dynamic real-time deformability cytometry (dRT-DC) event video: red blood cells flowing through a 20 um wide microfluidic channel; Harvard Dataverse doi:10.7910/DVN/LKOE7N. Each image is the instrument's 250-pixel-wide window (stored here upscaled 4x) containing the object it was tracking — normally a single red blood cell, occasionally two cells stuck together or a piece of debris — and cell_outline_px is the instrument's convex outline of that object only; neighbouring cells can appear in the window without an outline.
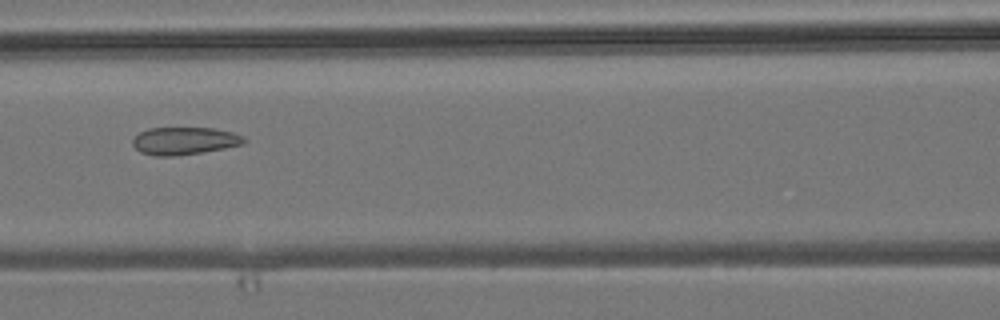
{"species": "common noctule bat (a hibernating species)", "species_latin": "Nyctalus noctula", "temperature_condition": "room temperature", "stored_images_in_passage": 4, "camera_frame_rate_fps": 3000, "um_per_image_px": 0.085, "animal": {"sex": "male", "body_mass_g": 19.2, "forearm_length_mm": 51.8}, "frame": {"image": 1, "passage_image": 4, "time_ms": 3.333, "image_size_px": [1000, 320], "cell_outline_px": [[248, 140], [244, 144], [224, 148], [200, 152], [172, 156], [156, 156], [140, 152], [132, 144], [132, 140], [140, 132], [148, 128], [212, 128], [232, 132], [244, 136]], "centroid_in_image_um": [15.69, 11.97], "position_along_channel_um": 150.9, "area_um2": 17.8}}